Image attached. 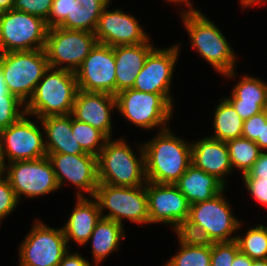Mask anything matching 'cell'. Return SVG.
<instances>
[{"instance_id":"1","label":"cell","mask_w":267,"mask_h":266,"mask_svg":"<svg viewBox=\"0 0 267 266\" xmlns=\"http://www.w3.org/2000/svg\"><path fill=\"white\" fill-rule=\"evenodd\" d=\"M143 145L146 180L174 184L191 164V143L177 137L169 128L158 130Z\"/></svg>"},{"instance_id":"2","label":"cell","mask_w":267,"mask_h":266,"mask_svg":"<svg viewBox=\"0 0 267 266\" xmlns=\"http://www.w3.org/2000/svg\"><path fill=\"white\" fill-rule=\"evenodd\" d=\"M223 192L204 202L190 205L188 221L179 233L209 243L234 241L236 236L232 237V234L240 228L242 222L233 216Z\"/></svg>"},{"instance_id":"3","label":"cell","mask_w":267,"mask_h":266,"mask_svg":"<svg viewBox=\"0 0 267 266\" xmlns=\"http://www.w3.org/2000/svg\"><path fill=\"white\" fill-rule=\"evenodd\" d=\"M77 91L75 72L49 67L25 104L26 114L38 119L72 114Z\"/></svg>"},{"instance_id":"4","label":"cell","mask_w":267,"mask_h":266,"mask_svg":"<svg viewBox=\"0 0 267 266\" xmlns=\"http://www.w3.org/2000/svg\"><path fill=\"white\" fill-rule=\"evenodd\" d=\"M180 17L188 32L191 48L196 49L216 72L234 77L237 57L219 28L200 11L181 13Z\"/></svg>"},{"instance_id":"5","label":"cell","mask_w":267,"mask_h":266,"mask_svg":"<svg viewBox=\"0 0 267 266\" xmlns=\"http://www.w3.org/2000/svg\"><path fill=\"white\" fill-rule=\"evenodd\" d=\"M139 156L124 139L109 138L97 156L99 183L113 186L137 187L146 185L145 155L139 144Z\"/></svg>"},{"instance_id":"6","label":"cell","mask_w":267,"mask_h":266,"mask_svg":"<svg viewBox=\"0 0 267 266\" xmlns=\"http://www.w3.org/2000/svg\"><path fill=\"white\" fill-rule=\"evenodd\" d=\"M0 66L9 92L26 104L49 68L45 49L0 53Z\"/></svg>"},{"instance_id":"7","label":"cell","mask_w":267,"mask_h":266,"mask_svg":"<svg viewBox=\"0 0 267 266\" xmlns=\"http://www.w3.org/2000/svg\"><path fill=\"white\" fill-rule=\"evenodd\" d=\"M47 32L41 17L13 9L0 13V53L45 49Z\"/></svg>"},{"instance_id":"8","label":"cell","mask_w":267,"mask_h":266,"mask_svg":"<svg viewBox=\"0 0 267 266\" xmlns=\"http://www.w3.org/2000/svg\"><path fill=\"white\" fill-rule=\"evenodd\" d=\"M115 97L116 110L130 123L144 129L168 128L166 124L172 117L173 105L162 94L130 88L118 92Z\"/></svg>"},{"instance_id":"9","label":"cell","mask_w":267,"mask_h":266,"mask_svg":"<svg viewBox=\"0 0 267 266\" xmlns=\"http://www.w3.org/2000/svg\"><path fill=\"white\" fill-rule=\"evenodd\" d=\"M93 197L98 202L103 218L121 225L123 218L138 224H149L146 185L124 187L99 183ZM104 209L109 210L108 214H103Z\"/></svg>"},{"instance_id":"10","label":"cell","mask_w":267,"mask_h":266,"mask_svg":"<svg viewBox=\"0 0 267 266\" xmlns=\"http://www.w3.org/2000/svg\"><path fill=\"white\" fill-rule=\"evenodd\" d=\"M97 43L89 31L48 28L45 52L49 67L76 72Z\"/></svg>"},{"instance_id":"11","label":"cell","mask_w":267,"mask_h":266,"mask_svg":"<svg viewBox=\"0 0 267 266\" xmlns=\"http://www.w3.org/2000/svg\"><path fill=\"white\" fill-rule=\"evenodd\" d=\"M19 247V266H57L70 248L63 228H51L39 220Z\"/></svg>"},{"instance_id":"12","label":"cell","mask_w":267,"mask_h":266,"mask_svg":"<svg viewBox=\"0 0 267 266\" xmlns=\"http://www.w3.org/2000/svg\"><path fill=\"white\" fill-rule=\"evenodd\" d=\"M5 172L19 202L22 195L26 198H37L60 188L47 156L8 163Z\"/></svg>"},{"instance_id":"13","label":"cell","mask_w":267,"mask_h":266,"mask_svg":"<svg viewBox=\"0 0 267 266\" xmlns=\"http://www.w3.org/2000/svg\"><path fill=\"white\" fill-rule=\"evenodd\" d=\"M149 223L172 225L179 233L188 221L190 203L175 184L146 183Z\"/></svg>"},{"instance_id":"14","label":"cell","mask_w":267,"mask_h":266,"mask_svg":"<svg viewBox=\"0 0 267 266\" xmlns=\"http://www.w3.org/2000/svg\"><path fill=\"white\" fill-rule=\"evenodd\" d=\"M114 47L97 43L76 70L78 89L116 95Z\"/></svg>"},{"instance_id":"15","label":"cell","mask_w":267,"mask_h":266,"mask_svg":"<svg viewBox=\"0 0 267 266\" xmlns=\"http://www.w3.org/2000/svg\"><path fill=\"white\" fill-rule=\"evenodd\" d=\"M25 114L16 123L0 131L4 160L9 163L36 160L47 156L40 128Z\"/></svg>"},{"instance_id":"16","label":"cell","mask_w":267,"mask_h":266,"mask_svg":"<svg viewBox=\"0 0 267 266\" xmlns=\"http://www.w3.org/2000/svg\"><path fill=\"white\" fill-rule=\"evenodd\" d=\"M179 44L161 49L154 48L147 56L143 68L138 73L133 89L162 94L172 105L169 94L173 70L179 55Z\"/></svg>"},{"instance_id":"17","label":"cell","mask_w":267,"mask_h":266,"mask_svg":"<svg viewBox=\"0 0 267 266\" xmlns=\"http://www.w3.org/2000/svg\"><path fill=\"white\" fill-rule=\"evenodd\" d=\"M52 163L59 187L69 181L78 190L76 197H85L82 192L88 193L91 198L99 184L97 157L91 154H62L47 153ZM82 190V191H81Z\"/></svg>"},{"instance_id":"18","label":"cell","mask_w":267,"mask_h":266,"mask_svg":"<svg viewBox=\"0 0 267 266\" xmlns=\"http://www.w3.org/2000/svg\"><path fill=\"white\" fill-rule=\"evenodd\" d=\"M108 6L109 4L101 12L94 32L98 43L116 47L137 45L150 39L133 15H129L119 8L108 11Z\"/></svg>"},{"instance_id":"19","label":"cell","mask_w":267,"mask_h":266,"mask_svg":"<svg viewBox=\"0 0 267 266\" xmlns=\"http://www.w3.org/2000/svg\"><path fill=\"white\" fill-rule=\"evenodd\" d=\"M116 109V97L105 92H87L78 89L72 116L81 122L112 136L111 111Z\"/></svg>"},{"instance_id":"20","label":"cell","mask_w":267,"mask_h":266,"mask_svg":"<svg viewBox=\"0 0 267 266\" xmlns=\"http://www.w3.org/2000/svg\"><path fill=\"white\" fill-rule=\"evenodd\" d=\"M191 163L202 171L214 175L224 185L225 176L232 171L226 142L204 137L191 143Z\"/></svg>"},{"instance_id":"21","label":"cell","mask_w":267,"mask_h":266,"mask_svg":"<svg viewBox=\"0 0 267 266\" xmlns=\"http://www.w3.org/2000/svg\"><path fill=\"white\" fill-rule=\"evenodd\" d=\"M259 78L244 75L232 89V104L243 121L265 110L267 104V83Z\"/></svg>"},{"instance_id":"22","label":"cell","mask_w":267,"mask_h":266,"mask_svg":"<svg viewBox=\"0 0 267 266\" xmlns=\"http://www.w3.org/2000/svg\"><path fill=\"white\" fill-rule=\"evenodd\" d=\"M153 49L150 39L137 45L114 47L116 94L122 90L133 88L138 73Z\"/></svg>"},{"instance_id":"23","label":"cell","mask_w":267,"mask_h":266,"mask_svg":"<svg viewBox=\"0 0 267 266\" xmlns=\"http://www.w3.org/2000/svg\"><path fill=\"white\" fill-rule=\"evenodd\" d=\"M45 132L47 153L88 154L83 151L72 133V114L38 119Z\"/></svg>"},{"instance_id":"24","label":"cell","mask_w":267,"mask_h":266,"mask_svg":"<svg viewBox=\"0 0 267 266\" xmlns=\"http://www.w3.org/2000/svg\"><path fill=\"white\" fill-rule=\"evenodd\" d=\"M92 198L94 200L86 197H77L76 206L69 220L62 227L68 246L70 239L79 245L89 243L88 240L102 217L97 200L94 197Z\"/></svg>"},{"instance_id":"25","label":"cell","mask_w":267,"mask_h":266,"mask_svg":"<svg viewBox=\"0 0 267 266\" xmlns=\"http://www.w3.org/2000/svg\"><path fill=\"white\" fill-rule=\"evenodd\" d=\"M174 184L190 205L209 200L225 190V185L219 179L192 163Z\"/></svg>"},{"instance_id":"26","label":"cell","mask_w":267,"mask_h":266,"mask_svg":"<svg viewBox=\"0 0 267 266\" xmlns=\"http://www.w3.org/2000/svg\"><path fill=\"white\" fill-rule=\"evenodd\" d=\"M124 227L116 221L103 218L96 224L88 241L92 242V254L95 266H98L103 259L119 248L121 239H124Z\"/></svg>"},{"instance_id":"27","label":"cell","mask_w":267,"mask_h":266,"mask_svg":"<svg viewBox=\"0 0 267 266\" xmlns=\"http://www.w3.org/2000/svg\"><path fill=\"white\" fill-rule=\"evenodd\" d=\"M110 2V0H71L70 15H67L58 27L94 33L101 12Z\"/></svg>"},{"instance_id":"28","label":"cell","mask_w":267,"mask_h":266,"mask_svg":"<svg viewBox=\"0 0 267 266\" xmlns=\"http://www.w3.org/2000/svg\"><path fill=\"white\" fill-rule=\"evenodd\" d=\"M176 234L180 251L164 266H211V243Z\"/></svg>"},{"instance_id":"29","label":"cell","mask_w":267,"mask_h":266,"mask_svg":"<svg viewBox=\"0 0 267 266\" xmlns=\"http://www.w3.org/2000/svg\"><path fill=\"white\" fill-rule=\"evenodd\" d=\"M244 121L235 111L232 104L226 99H222L214 112L213 129L211 138L219 141H228L240 138L243 132Z\"/></svg>"},{"instance_id":"30","label":"cell","mask_w":267,"mask_h":266,"mask_svg":"<svg viewBox=\"0 0 267 266\" xmlns=\"http://www.w3.org/2000/svg\"><path fill=\"white\" fill-rule=\"evenodd\" d=\"M230 162L233 168L242 170L246 174L254 165L262 152L259 146L249 139L240 137L226 141Z\"/></svg>"},{"instance_id":"31","label":"cell","mask_w":267,"mask_h":266,"mask_svg":"<svg viewBox=\"0 0 267 266\" xmlns=\"http://www.w3.org/2000/svg\"><path fill=\"white\" fill-rule=\"evenodd\" d=\"M72 133L85 153L98 156L109 139L102 131L72 116Z\"/></svg>"},{"instance_id":"32","label":"cell","mask_w":267,"mask_h":266,"mask_svg":"<svg viewBox=\"0 0 267 266\" xmlns=\"http://www.w3.org/2000/svg\"><path fill=\"white\" fill-rule=\"evenodd\" d=\"M239 251L251 259H267V227L257 225L250 228L246 235H236Z\"/></svg>"},{"instance_id":"33","label":"cell","mask_w":267,"mask_h":266,"mask_svg":"<svg viewBox=\"0 0 267 266\" xmlns=\"http://www.w3.org/2000/svg\"><path fill=\"white\" fill-rule=\"evenodd\" d=\"M20 108H22L21 111ZM25 114V104L19 98L0 96V131L16 123Z\"/></svg>"},{"instance_id":"34","label":"cell","mask_w":267,"mask_h":266,"mask_svg":"<svg viewBox=\"0 0 267 266\" xmlns=\"http://www.w3.org/2000/svg\"><path fill=\"white\" fill-rule=\"evenodd\" d=\"M239 252L237 242H213L211 243V266H231Z\"/></svg>"},{"instance_id":"35","label":"cell","mask_w":267,"mask_h":266,"mask_svg":"<svg viewBox=\"0 0 267 266\" xmlns=\"http://www.w3.org/2000/svg\"><path fill=\"white\" fill-rule=\"evenodd\" d=\"M18 203L19 200L9 180L4 175L0 176V222L14 211Z\"/></svg>"},{"instance_id":"36","label":"cell","mask_w":267,"mask_h":266,"mask_svg":"<svg viewBox=\"0 0 267 266\" xmlns=\"http://www.w3.org/2000/svg\"><path fill=\"white\" fill-rule=\"evenodd\" d=\"M53 0H14L13 10L36 15L45 21L49 17Z\"/></svg>"},{"instance_id":"37","label":"cell","mask_w":267,"mask_h":266,"mask_svg":"<svg viewBox=\"0 0 267 266\" xmlns=\"http://www.w3.org/2000/svg\"><path fill=\"white\" fill-rule=\"evenodd\" d=\"M71 0H53L49 17L46 20L48 28L59 26L70 15Z\"/></svg>"},{"instance_id":"38","label":"cell","mask_w":267,"mask_h":266,"mask_svg":"<svg viewBox=\"0 0 267 266\" xmlns=\"http://www.w3.org/2000/svg\"><path fill=\"white\" fill-rule=\"evenodd\" d=\"M262 121H267V113L265 110L244 121L241 137L254 142L257 138H261Z\"/></svg>"},{"instance_id":"39","label":"cell","mask_w":267,"mask_h":266,"mask_svg":"<svg viewBox=\"0 0 267 266\" xmlns=\"http://www.w3.org/2000/svg\"><path fill=\"white\" fill-rule=\"evenodd\" d=\"M243 179L251 196L261 205L267 206V179L258 177H243Z\"/></svg>"},{"instance_id":"40","label":"cell","mask_w":267,"mask_h":266,"mask_svg":"<svg viewBox=\"0 0 267 266\" xmlns=\"http://www.w3.org/2000/svg\"><path fill=\"white\" fill-rule=\"evenodd\" d=\"M243 177H258L267 179V151L261 152L253 167Z\"/></svg>"},{"instance_id":"41","label":"cell","mask_w":267,"mask_h":266,"mask_svg":"<svg viewBox=\"0 0 267 266\" xmlns=\"http://www.w3.org/2000/svg\"><path fill=\"white\" fill-rule=\"evenodd\" d=\"M57 266H92L88 260H86L79 253H70V250L63 256L61 262Z\"/></svg>"},{"instance_id":"42","label":"cell","mask_w":267,"mask_h":266,"mask_svg":"<svg viewBox=\"0 0 267 266\" xmlns=\"http://www.w3.org/2000/svg\"><path fill=\"white\" fill-rule=\"evenodd\" d=\"M253 259L242 252H238L231 266H252Z\"/></svg>"},{"instance_id":"43","label":"cell","mask_w":267,"mask_h":266,"mask_svg":"<svg viewBox=\"0 0 267 266\" xmlns=\"http://www.w3.org/2000/svg\"><path fill=\"white\" fill-rule=\"evenodd\" d=\"M255 143L262 152L267 150V121H262L261 138H257Z\"/></svg>"},{"instance_id":"44","label":"cell","mask_w":267,"mask_h":266,"mask_svg":"<svg viewBox=\"0 0 267 266\" xmlns=\"http://www.w3.org/2000/svg\"><path fill=\"white\" fill-rule=\"evenodd\" d=\"M0 96H15L11 94L7 88L1 66H0Z\"/></svg>"},{"instance_id":"45","label":"cell","mask_w":267,"mask_h":266,"mask_svg":"<svg viewBox=\"0 0 267 266\" xmlns=\"http://www.w3.org/2000/svg\"><path fill=\"white\" fill-rule=\"evenodd\" d=\"M14 0H0V13L12 10Z\"/></svg>"},{"instance_id":"46","label":"cell","mask_w":267,"mask_h":266,"mask_svg":"<svg viewBox=\"0 0 267 266\" xmlns=\"http://www.w3.org/2000/svg\"><path fill=\"white\" fill-rule=\"evenodd\" d=\"M5 170H6V163L4 160L3 156V151H2V141H1V136H0V176L5 175Z\"/></svg>"},{"instance_id":"47","label":"cell","mask_w":267,"mask_h":266,"mask_svg":"<svg viewBox=\"0 0 267 266\" xmlns=\"http://www.w3.org/2000/svg\"><path fill=\"white\" fill-rule=\"evenodd\" d=\"M167 2H174V3H183L185 2L186 6H189V10L182 11L181 13H186V12H199L200 10L194 9L192 4L188 0H166Z\"/></svg>"},{"instance_id":"48","label":"cell","mask_w":267,"mask_h":266,"mask_svg":"<svg viewBox=\"0 0 267 266\" xmlns=\"http://www.w3.org/2000/svg\"><path fill=\"white\" fill-rule=\"evenodd\" d=\"M267 0H240L241 5L245 7H249L251 5H255L256 3H264Z\"/></svg>"},{"instance_id":"49","label":"cell","mask_w":267,"mask_h":266,"mask_svg":"<svg viewBox=\"0 0 267 266\" xmlns=\"http://www.w3.org/2000/svg\"><path fill=\"white\" fill-rule=\"evenodd\" d=\"M252 266H267V259H255Z\"/></svg>"}]
</instances>
